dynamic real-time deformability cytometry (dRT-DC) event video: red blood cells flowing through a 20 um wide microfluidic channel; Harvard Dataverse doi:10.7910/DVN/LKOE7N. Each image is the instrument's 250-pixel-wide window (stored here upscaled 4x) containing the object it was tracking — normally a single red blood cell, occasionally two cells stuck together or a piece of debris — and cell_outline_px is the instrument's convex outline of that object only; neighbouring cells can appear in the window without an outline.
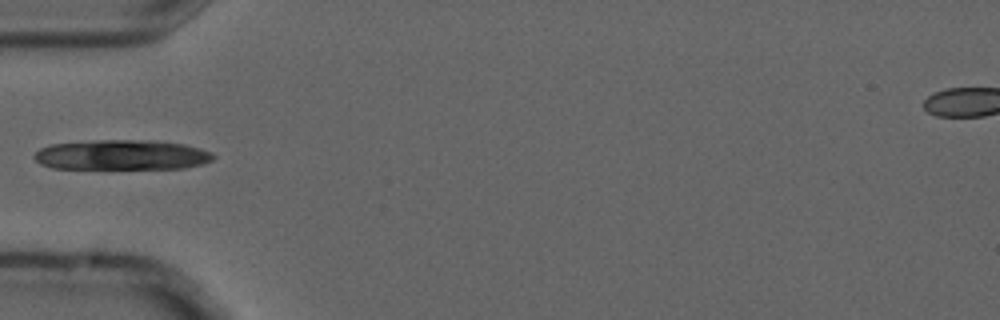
{"species": "common noctule bat (a hibernating species)", "species_latin": "Nyctalus noctula", "temperature_condition": "cold", "stored_images_in_passage": 4, "camera_frame_rate_fps": 3000, "um_per_image_px": 0.085, "animal": {"sex": "male", "forearm_length_mm": 52.5}, "frame": {"image": 1, "passage_image": 4, "time_ms": 1.0, "image_size_px": [1000, 320], "cell_outline_px": [[216, 156], [212, 160], [204, 164], [184, 168], [52, 168], [40, 164], [32, 156], [40, 148], [48, 144], [92, 140], [156, 140], [184, 144], [200, 148], [212, 152]], "centroid_in_image_um": [10.35, 13.15], "position_along_channel_um": 74.6, "area_um2": 31.62}}